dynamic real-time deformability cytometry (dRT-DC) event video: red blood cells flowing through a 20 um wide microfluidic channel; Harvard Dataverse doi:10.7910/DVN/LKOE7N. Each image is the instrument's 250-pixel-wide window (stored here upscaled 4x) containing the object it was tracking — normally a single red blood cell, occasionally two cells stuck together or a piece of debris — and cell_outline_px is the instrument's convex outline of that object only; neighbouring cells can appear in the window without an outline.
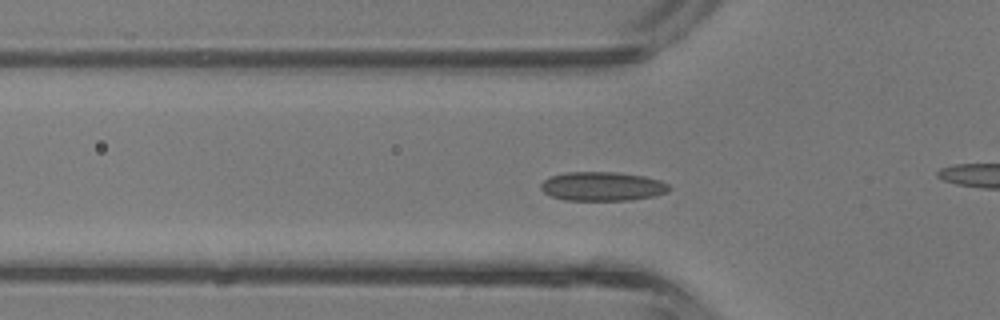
{"species": "common noctule bat (a hibernating species)", "species_latin": "Nyctalus noctula", "temperature_condition": "room temperature", "stored_images_in_passage": 41, "camera_frame_rate_fps": 3000, "um_per_image_px": 0.085, "animal": {"sex": "male", "body_mass_g": 13.3}, "frame": {"image": 1, "passage_image": 12, "time_ms": 3.667, "image_size_px": [1000, 320], "cell_outline_px": [[672, 188], [668, 192], [656, 196], [632, 200], [564, 200], [552, 196], [544, 192], [540, 188], [540, 184], [548, 176], [568, 172], [616, 172], [644, 176], [660, 180], [668, 184]], "centroid_in_image_um": [51.22, 15.84], "position_along_channel_um": 74.6, "area_um2": 21.91}}
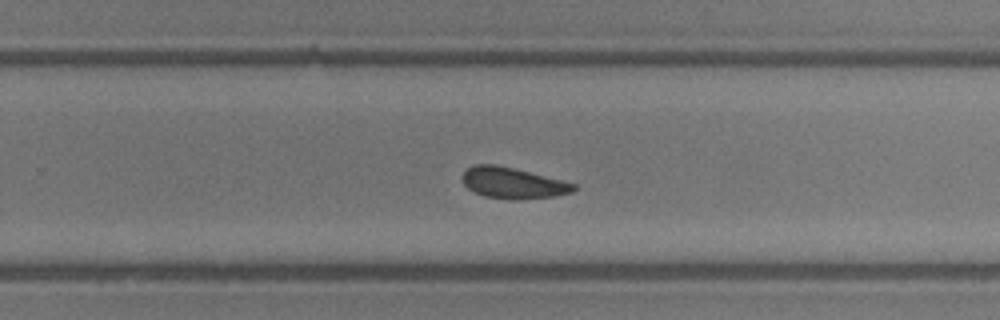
{"frame": {"image": 2, "passage_image": 25, "time_ms": 8.0, "image_size_px": [1000, 320], "cell_outline_px": [[576, 188], [572, 192], [556, 196], [520, 200], [508, 200], [484, 196], [468, 188], [464, 184], [464, 172], [468, 168], [476, 164], [496, 164], [576, 184]], "centroid_in_image_um": [43.6, 15.57], "position_along_channel_um": 286.2, "area_um2": 19.88}}
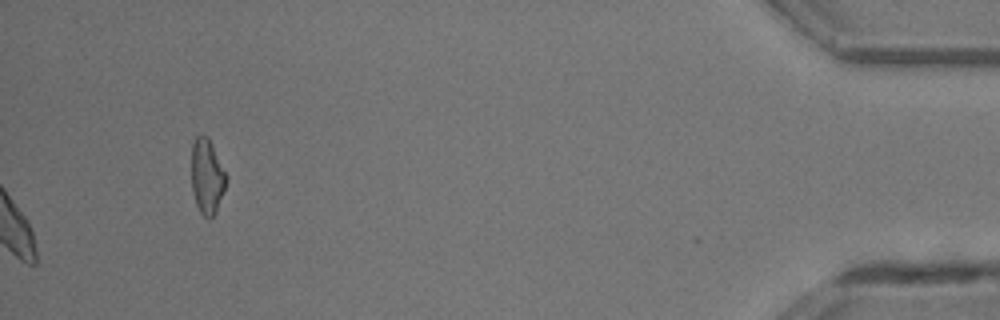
{"frame": {"image": 3, "passage_image": 41, "time_ms": 13.333, "image_size_px": [1000, 320], "cell_outline_px": [[228, 180], [216, 212], [208, 220], [200, 212], [196, 204], [192, 192], [192, 144], [196, 136], [208, 136], [228, 176]], "centroid_in_image_um": [17.61, 15.01], "position_along_channel_um": 417.6, "area_um2": 15.32}, "authors_computed_cell_mechanics": {"area_um2": 20.8658, "velocity_mm_per_s": 4.8716, "shape_relaxation_time_tau1_ms": 3.1422, "shape_relaxation_time_tau2_ms": 1.8389, "deformation_change_tau1": 0.078, "deformation_change_tau2": 0.0727}}